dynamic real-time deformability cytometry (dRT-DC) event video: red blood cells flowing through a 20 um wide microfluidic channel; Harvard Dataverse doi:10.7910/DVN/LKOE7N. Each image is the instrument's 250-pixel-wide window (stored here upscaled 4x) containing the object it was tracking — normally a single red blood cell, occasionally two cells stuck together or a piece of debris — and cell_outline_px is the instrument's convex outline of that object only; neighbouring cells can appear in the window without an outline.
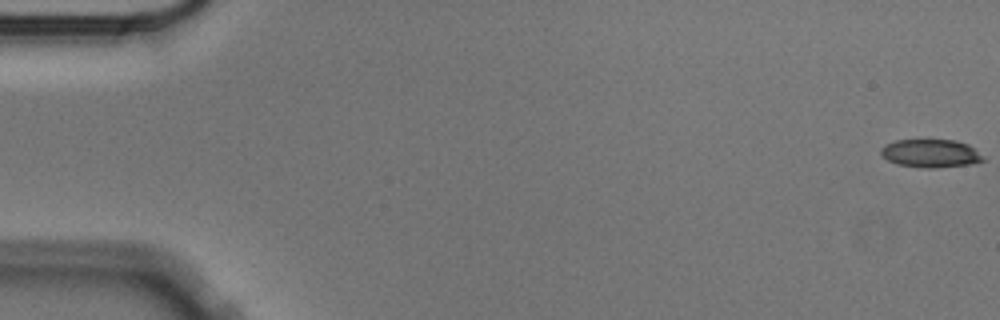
{"species": "Egyptian fruit bat (a non-hibernating species)", "species_latin": "Rousettus aegyptiacus", "temperature_condition": "cold", "stored_images_in_passage": 57, "camera_frame_rate_fps": 3000, "um_per_image_px": 0.085, "animal": {"sex": "male"}, "frame": {"image": 1, "passage_image": 1, "time_ms": 0.0, "image_size_px": [1000, 320], "cell_outline_px": [[984, 160], [972, 164], [936, 168], [928, 168], [896, 164], [880, 156], [880, 148], [884, 144], [896, 140], [956, 140], [968, 144]], "centroid_in_image_um": [79.03, 13.03], "position_along_channel_um": 6.0, "area_um2": 16.7}}
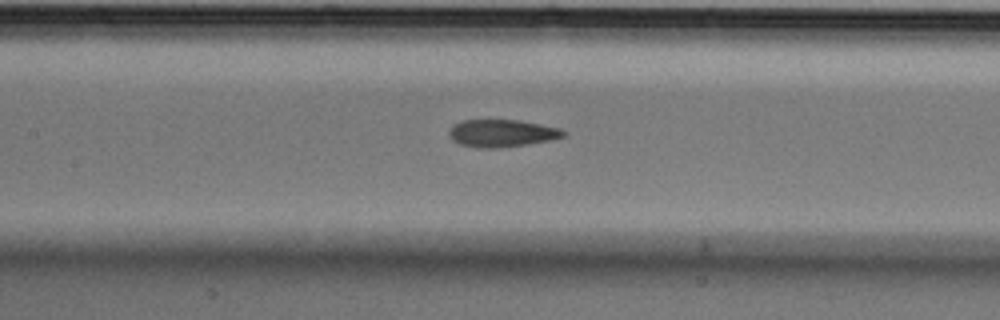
{"frame": {"image": 2, "passage_image": 27, "time_ms": 8.667, "image_size_px": [1000, 320], "cell_outline_px": [[568, 132], [564, 136], [552, 140], [528, 144], [496, 148], [480, 148], [460, 144], [452, 140], [448, 132], [452, 124], [460, 120], [520, 120], [560, 128]], "centroid_in_image_um": [42.66, 11.32], "position_along_channel_um": 164.7, "area_um2": 18.44}}
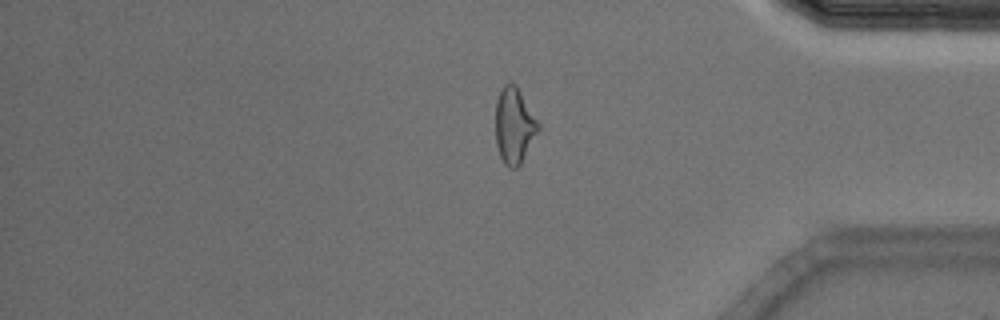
{"frame": {"image": 3, "passage_image": 48, "time_ms": 15.667, "image_size_px": [1000, 320], "cell_outline_px": [[540, 128], [520, 164], [516, 168], [508, 168], [504, 164], [500, 156], [496, 144], [496, 100], [504, 84], [516, 84], [540, 124]], "centroid_in_image_um": [43.71, 10.69], "position_along_channel_um": 391.5, "area_um2": 18.73}, "authors_computed_cell_mechanics": {"area_um2": 18.496, "velocity_mm_per_s": 3.5443, "shape_relaxation_time_tau1_ms": 9.5792, "shape_relaxation_time_tau2_ms": 2.8258, "deformation_change_tau1": 0.22, "deformation_change_tau2": 0.1016}}